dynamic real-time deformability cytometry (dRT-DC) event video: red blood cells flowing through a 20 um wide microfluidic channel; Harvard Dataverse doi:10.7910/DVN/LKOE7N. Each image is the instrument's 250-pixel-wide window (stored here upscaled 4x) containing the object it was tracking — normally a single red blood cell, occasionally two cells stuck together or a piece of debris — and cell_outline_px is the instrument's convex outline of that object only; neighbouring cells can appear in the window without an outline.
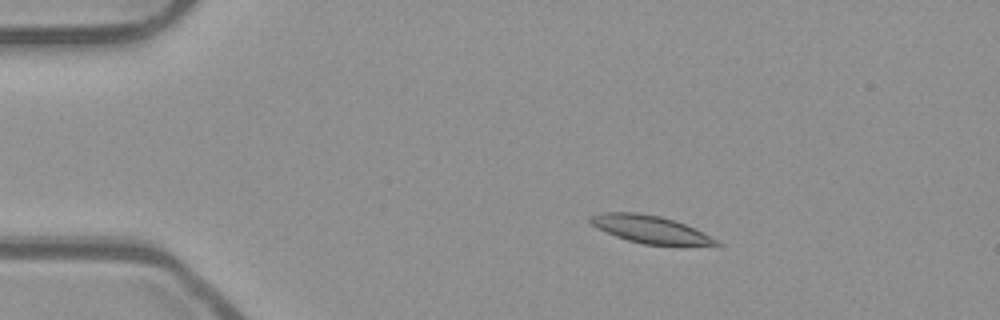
{"species": "common noctule bat (a hibernating species)", "species_latin": "Nyctalus noctula", "temperature_condition": "room temperature", "stored_images_in_passage": 11, "camera_frame_rate_fps": 3000, "um_per_image_px": 0.085, "animal": {"sex": "male", "body_mass_g": 23.1, "forearm_length_mm": 52.7}, "frame": {"image": 1, "passage_image": 10, "time_ms": 3.0, "image_size_px": [1000, 320], "cell_outline_px": [[724, 244], [644, 244], [628, 240], [616, 236], [596, 228], [588, 220], [588, 216], [600, 212], [636, 212], [660, 216], [684, 224]], "centroid_in_image_um": [55.1, 19.45], "position_along_channel_um": 29.9, "area_um2": 19.54}}